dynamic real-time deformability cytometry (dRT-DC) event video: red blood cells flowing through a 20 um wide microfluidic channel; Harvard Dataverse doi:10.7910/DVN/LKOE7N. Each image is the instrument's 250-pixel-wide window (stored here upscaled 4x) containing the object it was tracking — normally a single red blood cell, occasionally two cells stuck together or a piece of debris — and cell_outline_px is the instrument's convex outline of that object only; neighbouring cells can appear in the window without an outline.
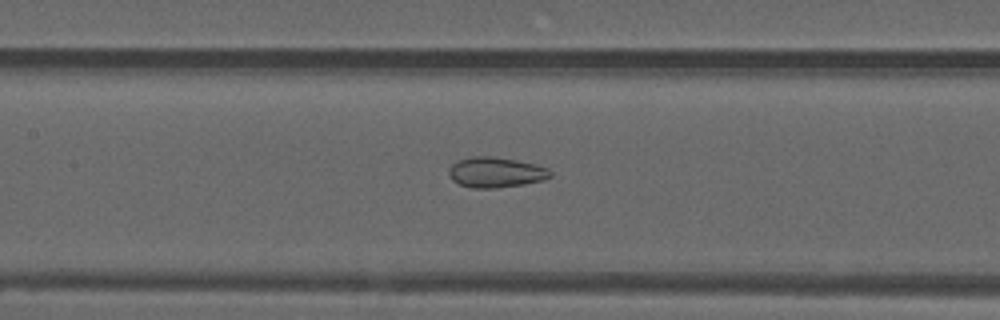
{"species": "common noctule bat (a hibernating species)", "species_latin": "Nyctalus noctula", "temperature_condition": "warm", "stored_images_in_passage": 54, "camera_frame_rate_fps": 3000, "um_per_image_px": 0.085, "animal": {"sex": "male", "forearm_length_mm": 52.5}, "frame": {"image": 1, "passage_image": 25, "time_ms": 8.0, "image_size_px": [1000, 320], "cell_outline_px": [[552, 176], [544, 180], [524, 184], [496, 188], [472, 188], [460, 184], [452, 180], [448, 172], [448, 168], [456, 160], [472, 156], [492, 156], [516, 160], [536, 164], [548, 168], [552, 172]], "centroid_in_image_um": [42.14, 14.64], "position_along_channel_um": 165.3, "area_um2": 18.15}}
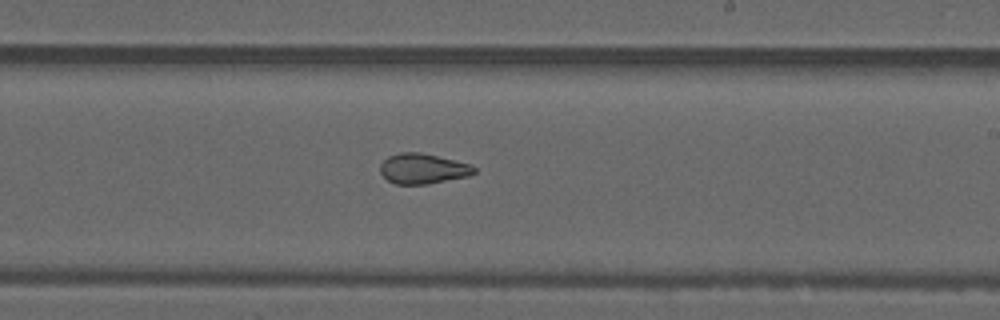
{"frame": {"image": 2, "passage_image": 32, "time_ms": 10.333, "image_size_px": [1000, 320], "cell_outline_px": [[476, 172], [468, 176], [428, 184], [396, 184], [388, 180], [380, 172], [380, 164], [388, 156], [400, 152], [420, 152], [472, 164], [476, 168]], "centroid_in_image_um": [35.95, 14.33], "position_along_channel_um": 253.0, "area_um2": 16.59}}
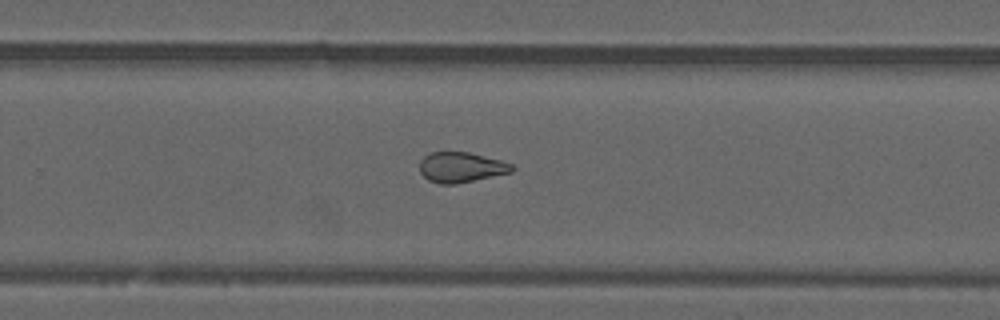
{"frame": {"image": 3, "passage_image": 35, "time_ms": 11.333, "image_size_px": [1000, 320], "cell_outline_px": [[516, 168], [512, 172], [456, 184], [440, 184], [428, 180], [420, 172], [420, 160], [424, 156], [432, 152], [468, 152], [500, 160], [512, 164]], "centroid_in_image_um": [39.19, 14.22], "position_along_channel_um": 290.6, "area_um2": 16.24}, "authors_computed_cell_mechanics": {"area_um2": 19.2763, "velocity_mm_per_s": 3.7738, "shape_relaxation_time_tau1_ms": null, "shape_relaxation_time_tau2_ms": 2.2528, "deformation_change_tau1": null, "deformation_change_tau2": 0.0904}}